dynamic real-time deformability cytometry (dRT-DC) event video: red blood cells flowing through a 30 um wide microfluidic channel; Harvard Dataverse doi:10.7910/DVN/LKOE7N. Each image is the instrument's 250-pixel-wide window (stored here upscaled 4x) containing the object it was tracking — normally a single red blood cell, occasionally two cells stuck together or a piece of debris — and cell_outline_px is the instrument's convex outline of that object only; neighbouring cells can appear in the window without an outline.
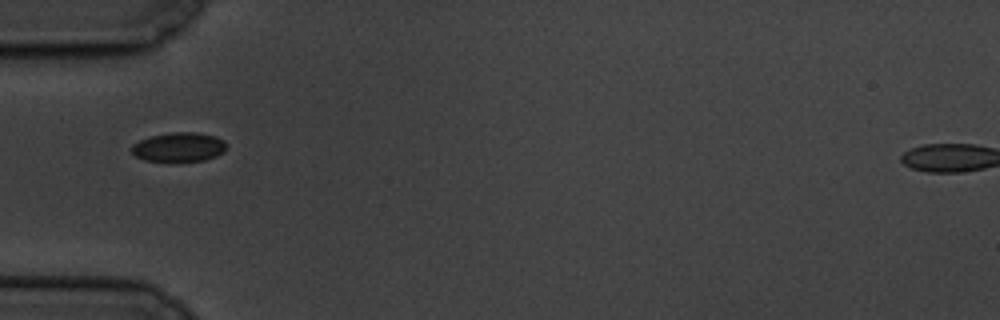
{"species": "common noctule bat (a hibernating species)", "species_latin": "Nyctalus noctula", "temperature_condition": "cold", "stored_images_in_passage": 12, "camera_frame_rate_fps": 3000, "um_per_image_px": 0.085, "animal": {"sex": "male", "body_mass_g": 19.5, "forearm_length_mm": 54.6}, "frame": {"image": 1, "passage_image": 1, "time_ms": 0.0, "image_size_px": [1000, 320], "cell_outline_px": [[228, 144], [224, 152], [216, 156], [204, 160], [144, 160], [136, 156], [132, 152], [132, 144], [140, 140], [152, 136], [172, 132], [196, 132], [216, 136], [224, 140]], "centroid_in_image_um": [15.25, 12.48], "position_along_channel_um": 69.7, "area_um2": 15.95}}
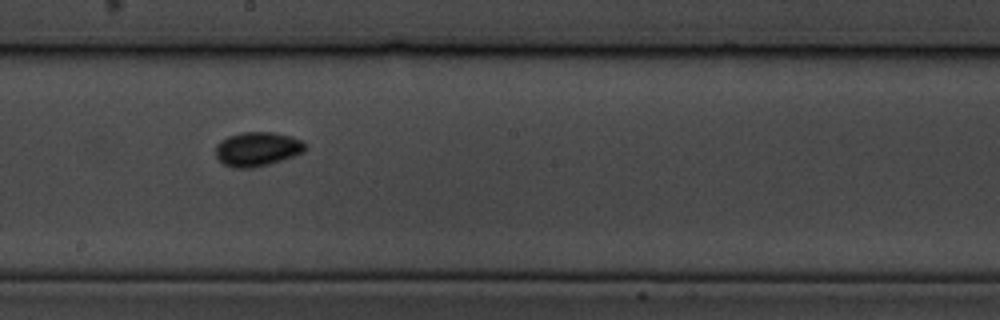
{"frame": {"image": 2, "passage_image": 5, "time_ms": 4.667, "image_size_px": [1000, 320], "cell_outline_px": [[308, 148], [304, 152], [268, 164], [252, 168], [232, 168], [224, 164], [216, 156], [216, 144], [220, 140], [228, 136], [240, 132], [272, 132], [292, 136], [304, 140], [308, 144]], "centroid_in_image_um": [21.9, 12.65], "position_along_channel_um": 226.3, "area_um2": 18.09}}
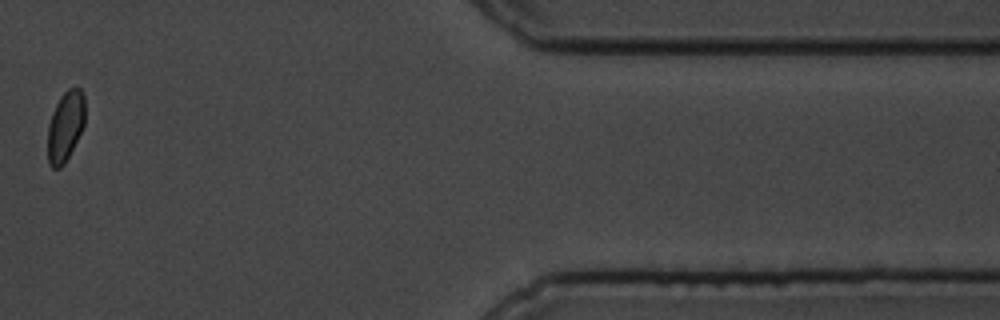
{"frame": {"image": 3, "passage_image": 10, "time_ms": 11.333, "image_size_px": [1000, 320], "cell_outline_px": [[84, 124], [64, 164], [60, 168], [52, 168], [48, 164], [48, 124], [52, 112], [60, 96], [68, 88], [76, 84], [84, 92]], "centroid_in_image_um": [5.55, 10.67], "position_along_channel_um": 405.9, "area_um2": 15.32}, "authors_computed_cell_mechanics": {"area_um2": 15.9528, "velocity_mm_per_s": 3.3622, "shape_relaxation_time_tau1_ms": 1.0903, "shape_relaxation_time_tau2_ms": 3.7605, "deformation_change_tau1": 0.0477, "deformation_change_tau2": 0.0368}}